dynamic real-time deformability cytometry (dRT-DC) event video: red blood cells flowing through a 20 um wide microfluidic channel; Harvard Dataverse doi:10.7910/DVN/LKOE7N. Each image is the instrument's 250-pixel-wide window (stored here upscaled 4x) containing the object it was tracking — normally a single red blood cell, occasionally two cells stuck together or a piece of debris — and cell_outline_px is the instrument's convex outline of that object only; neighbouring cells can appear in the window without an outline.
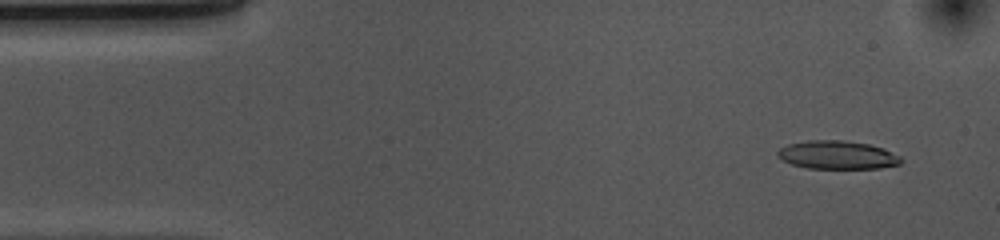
{"species": "common noctule bat (a hibernating species)", "species_latin": "Nyctalus noctula", "temperature_condition": "cold", "stored_images_in_passage": 52, "camera_frame_rate_fps": 3000, "um_per_image_px": 0.085, "animal": {"sex": "female", "body_mass_g": 10.0, "forearm_length_mm": 53.1}, "frame": {"image": 1, "passage_image": 3, "time_ms": 0.667, "image_size_px": [1000, 240], "cell_outline_px": [[904, 160], [900, 164], [880, 168], [808, 168], [792, 164], [776, 156], [776, 152], [780, 148], [788, 144], [808, 140], [844, 140], [868, 144], [884, 148], [900, 156]], "centroid_in_image_um": [71.19, 13.16], "position_along_channel_um": 13.8, "area_um2": 20.4}}
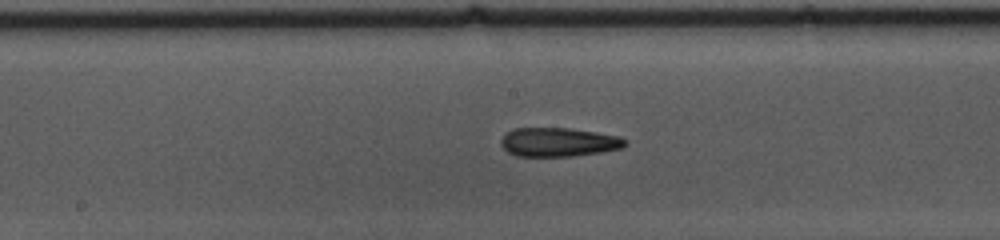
{"frame": {"image": 2, "passage_image": 25, "time_ms": 8.0, "image_size_px": [1000, 240], "cell_outline_px": [[628, 144], [624, 148], [600, 152], [572, 156], [516, 156], [508, 152], [500, 144], [500, 140], [512, 128], [572, 128], [620, 136], [628, 140]], "centroid_in_image_um": [47.52, 12.07], "position_along_channel_um": 200.7, "area_um2": 21.1}}
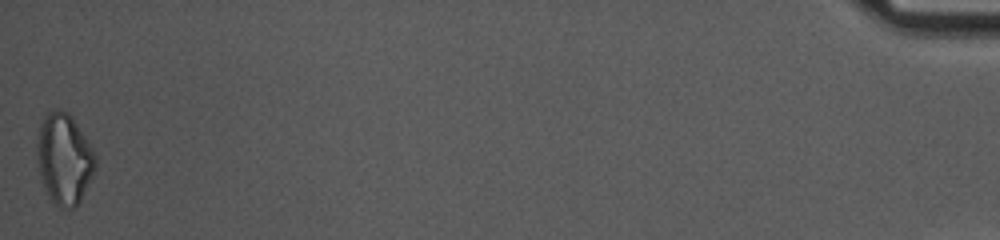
{"frame": {"image": 3, "passage_image": 52, "time_ms": 17.0, "image_size_px": [1000, 240], "cell_outline_px": [[96, 168], [76, 208], [64, 212], [48, 196], [40, 176], [36, 156], [36, 144], [40, 124], [48, 112], [56, 108], [68, 112], [72, 116], [92, 148], [96, 156]], "centroid_in_image_um": [5.45, 13.53], "position_along_channel_um": 429.8, "area_um2": 31.15}, "authors_computed_cell_mechanics": {"area_um2": 21.2415, "velocity_mm_per_s": 3.6935, "shape_relaxation_time_tau1_ms": 8.734, "shape_relaxation_time_tau2_ms": 8.7216, "deformation_change_tau1": 0.2084, "deformation_change_tau2": 0.2423}}